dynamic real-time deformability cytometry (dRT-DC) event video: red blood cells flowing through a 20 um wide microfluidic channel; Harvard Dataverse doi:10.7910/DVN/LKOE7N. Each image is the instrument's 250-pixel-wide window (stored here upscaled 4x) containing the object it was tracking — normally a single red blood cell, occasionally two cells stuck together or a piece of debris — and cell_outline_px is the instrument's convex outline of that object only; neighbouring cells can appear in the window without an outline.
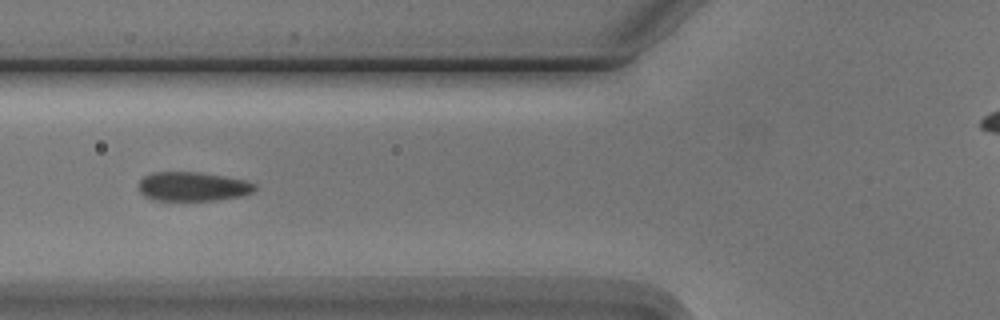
{"species": "Egyptian fruit bat (a non-hibernating species)", "species_latin": "Rousettus aegyptiacus", "temperature_condition": "cold", "stored_images_in_passage": 4, "camera_frame_rate_fps": 3000, "um_per_image_px": 0.085, "animal": {"sex": "male"}, "frame": {"image": 1, "passage_image": 2, "time_ms": 1.0, "image_size_px": [1000, 320], "cell_outline_px": [[256, 188], [252, 192], [240, 196], [216, 200], [152, 200], [144, 196], [140, 192], [140, 180], [144, 176], [152, 172], [200, 172], [224, 176], [244, 180], [256, 184]], "centroid_in_image_um": [16.37, 15.85], "position_along_channel_um": 109.4, "area_um2": 19.65}}
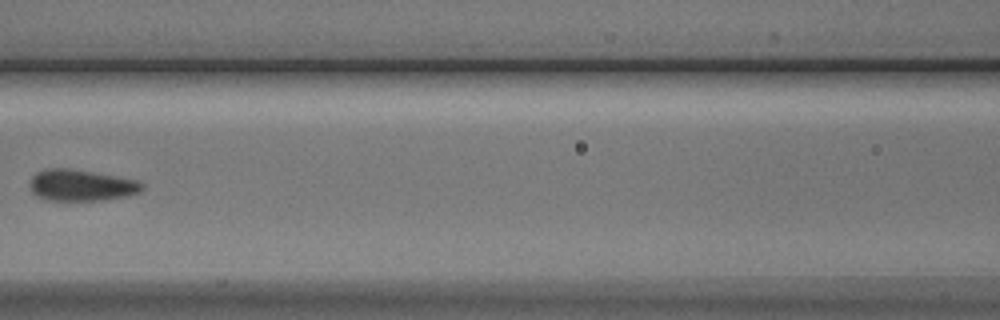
{"frame": {"image": 2, "passage_image": 3, "time_ms": 2.333, "image_size_px": [1000, 320], "cell_outline_px": [[144, 188], [140, 192], [128, 196], [104, 200], [44, 200], [36, 196], [32, 192], [28, 184], [32, 176], [36, 172], [48, 168], [68, 168], [140, 180], [144, 184]], "centroid_in_image_um": [6.91, 15.75], "position_along_channel_um": 159.7, "area_um2": 20.81}}
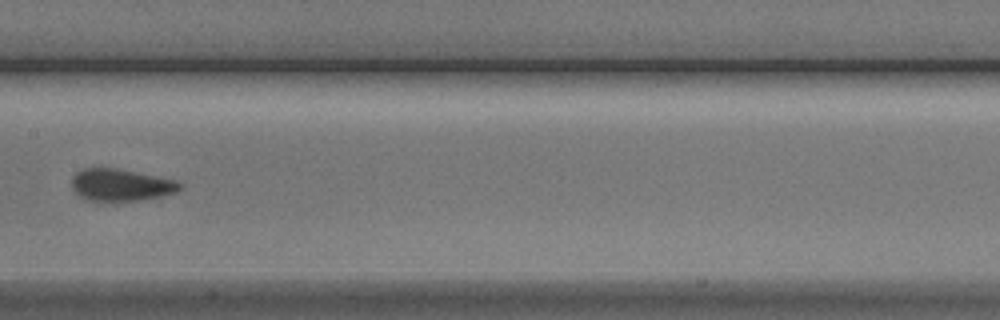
{"frame": {"image": 3, "passage_image": 4, "time_ms": 3.333, "image_size_px": [1000, 320], "cell_outline_px": [[184, 184], [176, 192], [144, 200], [112, 204], [100, 204], [84, 200], [72, 188], [72, 176], [76, 172], [84, 168], [112, 168], [180, 180]], "centroid_in_image_um": [10.26, 15.78], "position_along_channel_um": 197.1, "area_um2": 21.15}}